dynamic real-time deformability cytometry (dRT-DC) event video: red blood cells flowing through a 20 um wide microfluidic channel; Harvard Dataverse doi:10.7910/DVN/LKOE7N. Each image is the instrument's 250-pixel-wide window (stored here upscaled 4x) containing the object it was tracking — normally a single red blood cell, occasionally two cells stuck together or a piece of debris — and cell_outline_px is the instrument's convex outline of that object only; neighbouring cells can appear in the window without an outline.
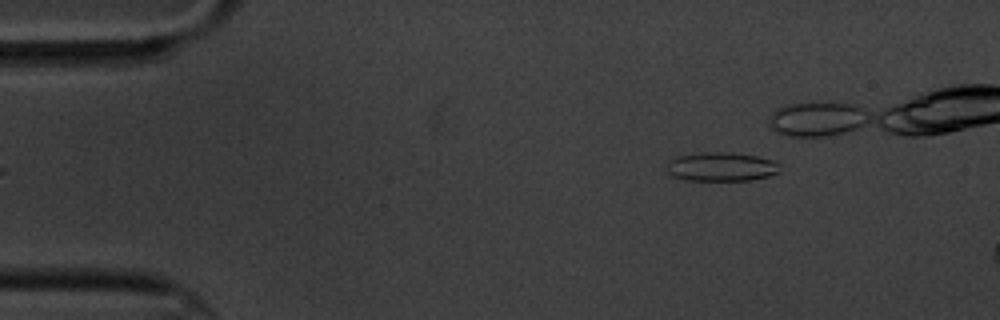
{"species": "common noctule bat (a hibernating species)", "species_latin": "Nyctalus noctula", "temperature_condition": "cold", "stored_images_in_passage": 6, "camera_frame_rate_fps": 3000, "um_per_image_px": 0.085, "animal": {"sex": "male", "body_mass_g": 20.1, "forearm_length_mm": 53.5}, "frame": {"image": 1, "passage_image": 6, "time_ms": 6.667, "image_size_px": [1000, 320], "cell_outline_px": [[780, 172], [768, 176], [752, 180], [684, 180], [672, 176], [668, 172], [668, 160], [676, 156], [700, 152], [728, 152], [756, 156], [772, 160], [780, 164]], "centroid_in_image_um": [61.3, 14.17], "position_along_channel_um": 23.7, "area_um2": 19.19}}